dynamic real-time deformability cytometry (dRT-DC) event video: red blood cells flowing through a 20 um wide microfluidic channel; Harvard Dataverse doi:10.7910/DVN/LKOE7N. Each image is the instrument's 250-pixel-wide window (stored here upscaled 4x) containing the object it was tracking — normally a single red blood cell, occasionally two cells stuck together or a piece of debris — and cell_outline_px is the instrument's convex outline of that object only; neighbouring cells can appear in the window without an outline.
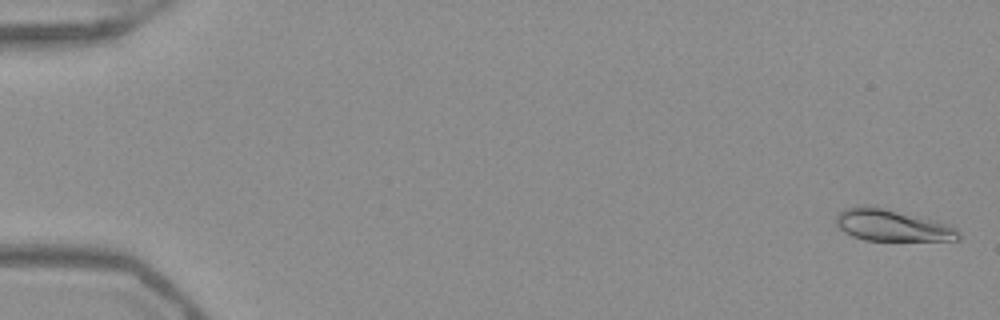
{"species": "Egyptian fruit bat (a non-hibernating species)", "species_latin": "Rousettus aegyptiacus", "temperature_condition": "warm", "stored_images_in_passage": 53, "camera_frame_rate_fps": 3000, "um_per_image_px": 0.085, "frame": {"image": 1, "passage_image": 2, "time_ms": 0.333, "image_size_px": [1000, 320], "cell_outline_px": [[960, 240], [864, 240], [852, 236], [844, 232], [836, 224], [836, 216], [844, 208], [856, 204], [876, 204], [952, 224], [960, 232]], "centroid_in_image_um": [75.83, 19.1], "position_along_channel_um": 9.2, "area_um2": 23.52}}
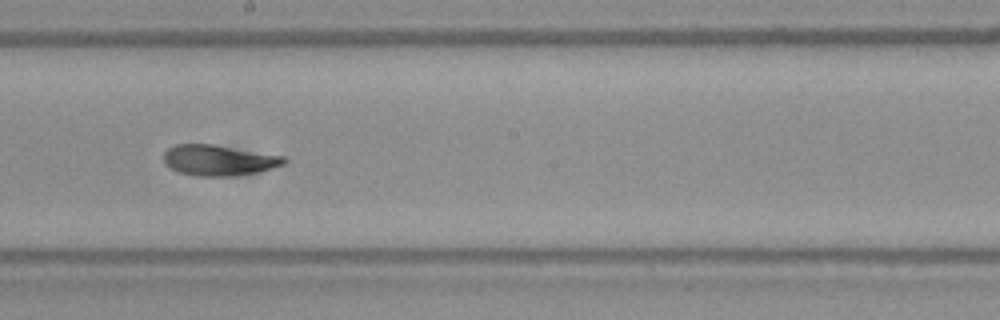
{"frame": {"image": 2, "passage_image": 31, "time_ms": 10.0, "image_size_px": [1000, 320], "cell_outline_px": [[288, 160], [284, 164], [272, 168], [256, 172], [232, 176], [196, 176], [180, 172], [172, 168], [164, 160], [164, 152], [168, 148], [176, 144], [212, 144], [288, 156]], "centroid_in_image_um": [18.65, 13.61], "position_along_channel_um": 229.5, "area_um2": 21.5}}
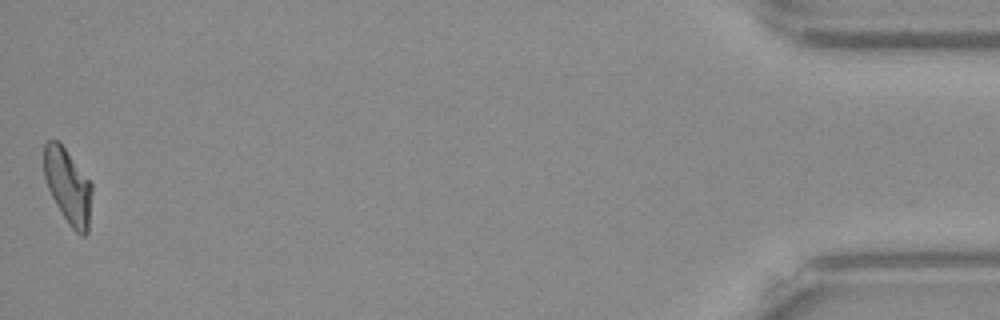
{"frame": {"image": 3, "passage_image": 53, "time_ms": 17.333, "image_size_px": [1000, 320], "cell_outline_px": [[92, 192], [88, 232], [84, 236], [80, 236], [72, 228], [56, 204], [48, 188], [44, 176], [44, 144], [48, 140], [56, 140], [64, 148], [92, 184]], "centroid_in_image_um": [5.78, 15.85], "position_along_channel_um": 429.4, "area_um2": 20.58}, "authors_computed_cell_mechanics": {"area_um2": 21.5016, "velocity_mm_per_s": 3.9331, "shape_relaxation_time_tau1_ms": 8.9696, "shape_relaxation_time_tau2_ms": 3.0018, "deformation_change_tau1": 0.219, "deformation_change_tau2": 0.0623}}